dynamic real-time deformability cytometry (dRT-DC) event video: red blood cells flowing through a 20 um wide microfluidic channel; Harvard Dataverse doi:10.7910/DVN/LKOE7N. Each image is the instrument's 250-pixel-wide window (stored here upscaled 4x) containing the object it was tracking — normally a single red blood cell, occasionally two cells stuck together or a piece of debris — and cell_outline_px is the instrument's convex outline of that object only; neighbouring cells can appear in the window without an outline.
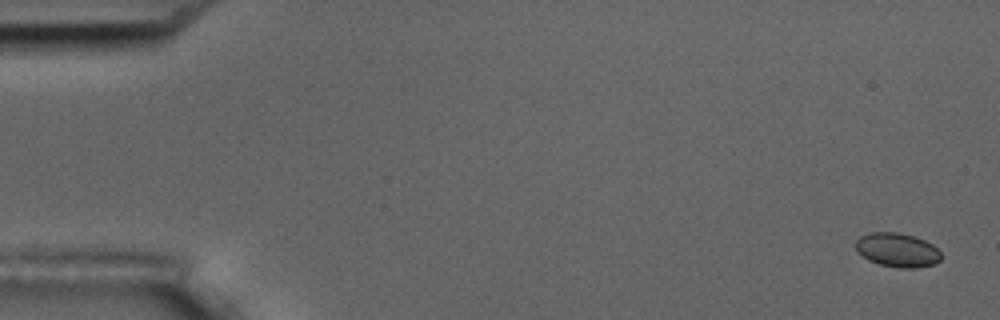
{"species": "common noctule bat (a hibernating species)", "species_latin": "Nyctalus noctula", "temperature_condition": "room temperature", "stored_images_in_passage": 4, "camera_frame_rate_fps": 3000, "um_per_image_px": 0.085, "animal": {"sex": "male", "body_mass_g": 17.5, "forearm_length_mm": 52.3}, "frame": {"image": 1, "passage_image": 1, "time_ms": 0.0, "image_size_px": [1000, 320], "cell_outline_px": [[940, 260], [936, 264], [916, 268], [900, 268], [880, 264], [868, 260], [856, 248], [856, 240], [860, 236], [868, 232], [900, 232], [916, 236], [932, 244], [940, 252]], "centroid_in_image_um": [76.29, 21.24], "position_along_channel_um": 8.7, "area_um2": 16.99}}